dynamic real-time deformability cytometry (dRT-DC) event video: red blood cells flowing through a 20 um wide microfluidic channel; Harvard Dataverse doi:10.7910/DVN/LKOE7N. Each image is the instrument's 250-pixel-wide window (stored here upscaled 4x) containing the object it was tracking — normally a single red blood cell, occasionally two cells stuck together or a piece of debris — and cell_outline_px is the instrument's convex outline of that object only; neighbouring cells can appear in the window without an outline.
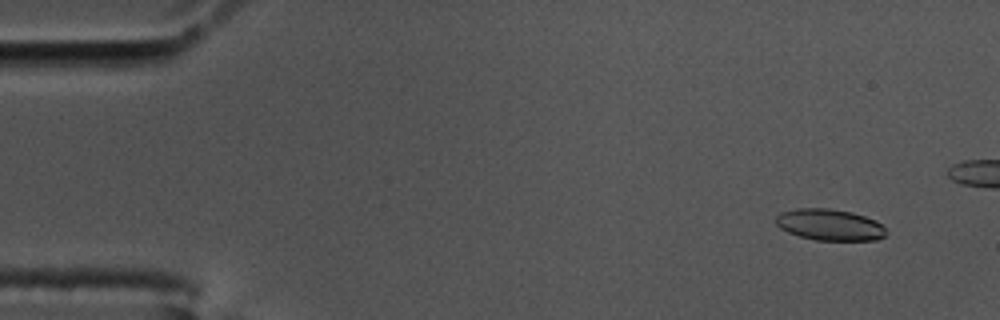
{"species": "common noctule bat (a hibernating species)", "species_latin": "Nyctalus noctula", "temperature_condition": "cold", "stored_images_in_passage": 50, "camera_frame_rate_fps": 3000, "um_per_image_px": 0.085, "animal": {"sex": "male", "body_mass_g": 17.5, "forearm_length_mm": 52.3}, "frame": {"image": 1, "passage_image": 3, "time_ms": 0.667, "image_size_px": [1000, 320], "cell_outline_px": [[884, 236], [876, 240], [816, 240], [800, 236], [788, 232], [780, 228], [776, 224], [776, 216], [780, 212], [796, 208], [828, 208], [852, 212], [876, 220], [884, 228]], "centroid_in_image_um": [70.49, 19.09], "position_along_channel_um": 14.5, "area_um2": 20.06}}
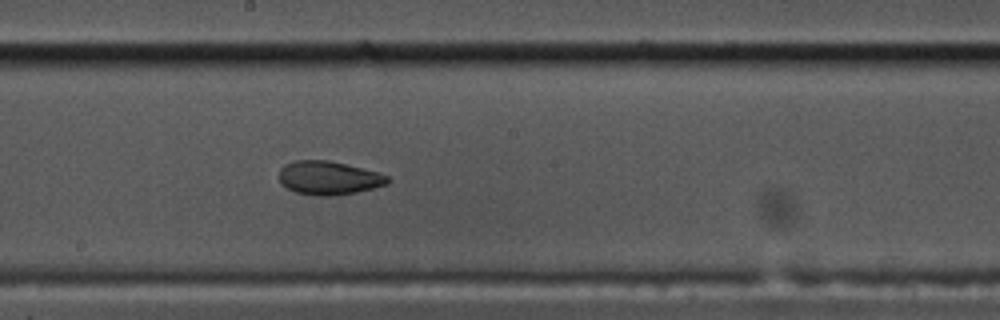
{"frame": {"image": 2, "passage_image": 30, "time_ms": 9.667, "image_size_px": [1000, 320], "cell_outline_px": [[388, 184], [356, 192], [336, 196], [320, 196], [296, 192], [280, 184], [280, 168], [284, 164], [296, 160], [328, 160], [380, 172], [388, 176]], "centroid_in_image_um": [27.94, 15.12], "position_along_channel_um": 220.3, "area_um2": 21.27}}
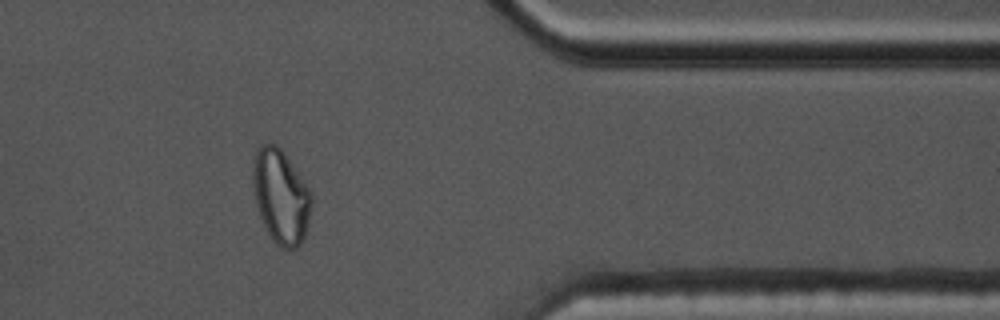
{"frame": {"image": 3, "passage_image": 46, "time_ms": 15.0, "image_size_px": [1000, 320], "cell_outline_px": [[312, 204], [308, 224], [304, 240], [296, 248], [284, 248], [276, 244], [272, 240], [260, 216], [256, 204], [252, 184], [252, 172], [256, 152], [260, 144], [276, 144], [284, 152], [312, 192]], "centroid_in_image_um": [23.88, 16.7], "position_along_channel_um": 387.5, "area_um2": 32.19}, "authors_computed_cell_mechanics": {"area_um2": 21.2704, "velocity_mm_per_s": 3.4731, "shape_relaxation_time_tau1_ms": null, "shape_relaxation_time_tau2_ms": 2.228, "deformation_change_tau1": null, "deformation_change_tau2": 0.0678}}